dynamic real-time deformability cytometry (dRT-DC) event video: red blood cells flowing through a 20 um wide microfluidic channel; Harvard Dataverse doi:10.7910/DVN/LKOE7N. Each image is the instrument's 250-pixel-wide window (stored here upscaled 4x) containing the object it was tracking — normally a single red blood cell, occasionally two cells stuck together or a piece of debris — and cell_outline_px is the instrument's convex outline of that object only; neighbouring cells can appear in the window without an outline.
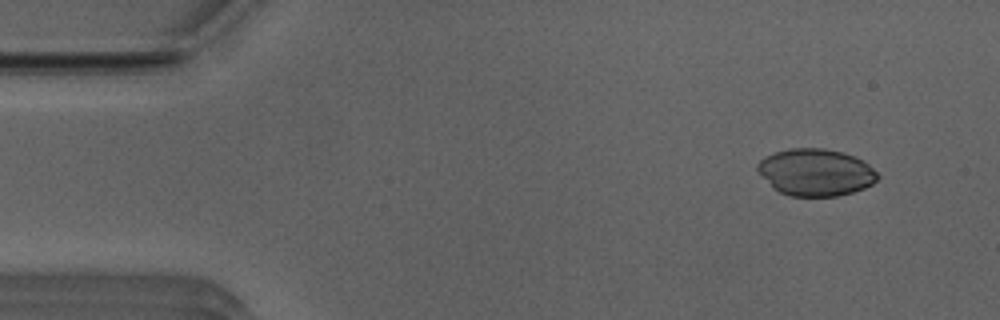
{"species": "Egyptian fruit bat (a non-hibernating species)", "species_latin": "Rousettus aegyptiacus", "temperature_condition": "room temperature", "stored_images_in_passage": 37, "camera_frame_rate_fps": 3000, "um_per_image_px": 0.085, "animal": {"sex": "male"}, "frame": {"image": 1, "passage_image": 1, "time_ms": 0.0, "image_size_px": [1000, 320], "cell_outline_px": [[880, 176], [872, 184], [864, 188], [852, 192], [836, 196], [792, 196], [780, 192], [756, 168], [756, 164], [764, 156], [788, 148], [824, 148], [844, 152], [868, 164]], "centroid_in_image_um": [69.35, 14.63], "position_along_channel_um": 15.7, "area_um2": 32.48}}
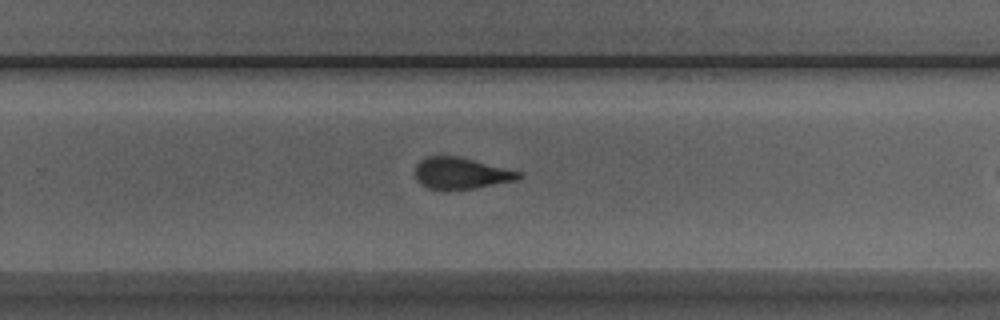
{"frame": {"image": 2, "passage_image": 29, "time_ms": 9.333, "image_size_px": [1000, 320], "cell_outline_px": [[524, 176], [516, 180], [476, 188], [448, 192], [428, 188], [420, 184], [416, 180], [416, 164], [420, 160], [428, 156], [460, 156], [520, 172]], "centroid_in_image_um": [39.15, 14.76], "position_along_channel_um": 290.7, "area_um2": 19.36}}
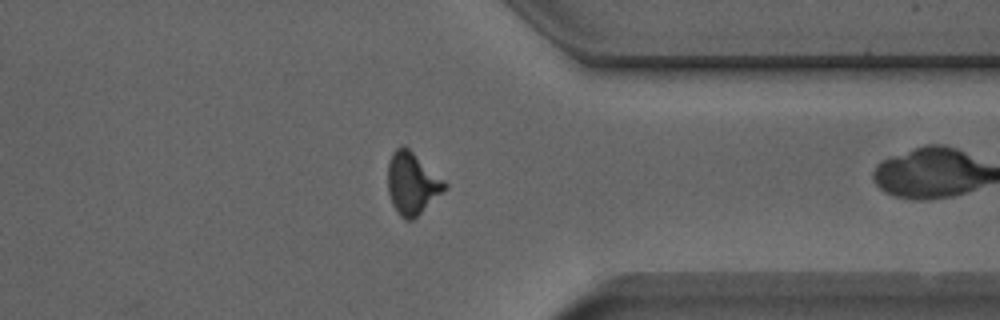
{"frame": {"image": 3, "passage_image": 36, "time_ms": 11.667, "image_size_px": [1000, 320], "cell_outline_px": [[448, 188], [412, 220], [404, 220], [400, 216], [392, 204], [388, 192], [388, 164], [392, 152], [400, 144], [404, 144], [444, 180], [448, 184]], "centroid_in_image_um": [35.02, 15.57], "position_along_channel_um": 376.4, "area_um2": 20.58}}